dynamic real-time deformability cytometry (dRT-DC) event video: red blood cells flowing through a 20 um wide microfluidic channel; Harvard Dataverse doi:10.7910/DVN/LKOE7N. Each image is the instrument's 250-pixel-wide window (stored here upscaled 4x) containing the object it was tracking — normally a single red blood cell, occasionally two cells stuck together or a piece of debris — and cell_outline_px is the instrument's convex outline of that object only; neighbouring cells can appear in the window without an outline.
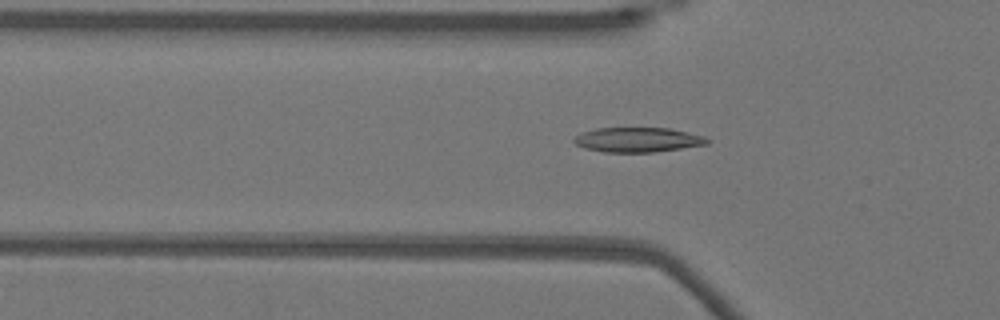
{"species": "Egyptian fruit bat (a non-hibernating species)", "species_latin": "Rousettus aegyptiacus", "temperature_condition": "warm", "stored_images_in_passage": 40, "camera_frame_rate_fps": 3000, "um_per_image_px": 0.085, "animal": {"sex": "female"}, "frame": {"image": 1, "passage_image": 4, "time_ms": 1.0, "image_size_px": [1000, 320], "cell_outline_px": [[712, 140], [708, 144], [652, 152], [604, 152], [584, 148], [576, 144], [572, 140], [580, 132], [596, 128], [668, 128], [688, 132], [704, 136]], "centroid_in_image_um": [54.2, 11.87], "position_along_channel_um": 71.6, "area_um2": 19.19}}
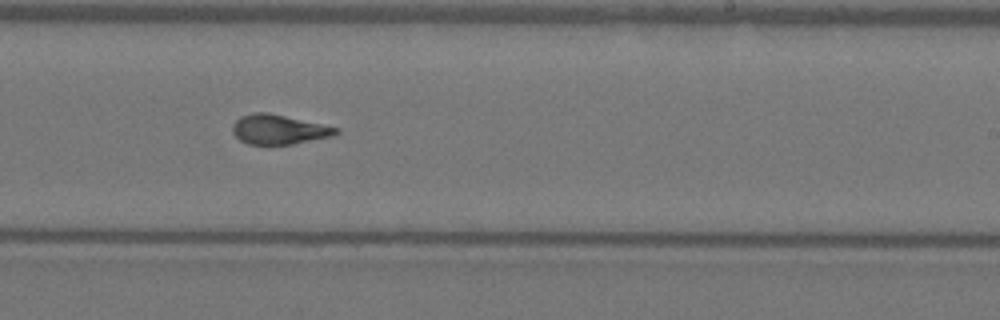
{"frame": {"image": 2, "passage_image": 19, "time_ms": 6.0, "image_size_px": [1000, 320], "cell_outline_px": [[340, 132], [332, 136], [292, 144], [248, 144], [240, 140], [232, 132], [232, 124], [240, 116], [252, 112], [268, 112], [340, 128]], "centroid_in_image_um": [23.68, 10.99], "position_along_channel_um": 265.3, "area_um2": 17.86}}
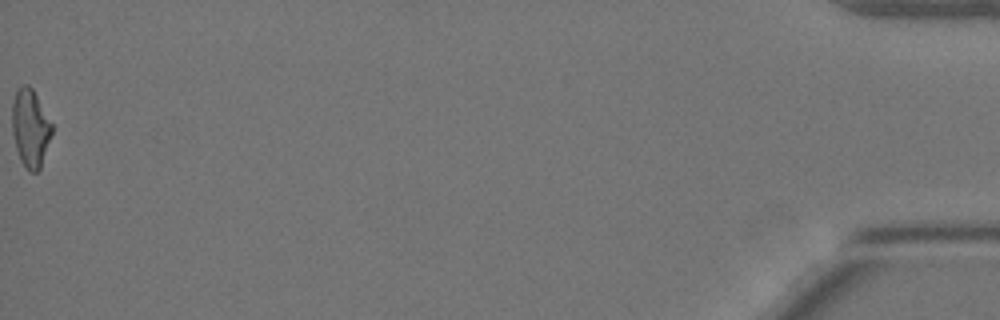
{"frame": {"image": 3, "passage_image": 40, "time_ms": 13.0, "image_size_px": [1000, 320], "cell_outline_px": [[52, 132], [40, 168], [36, 172], [28, 172], [20, 160], [16, 148], [12, 132], [12, 104], [16, 92], [24, 84], [28, 84], [32, 88], [52, 124]], "centroid_in_image_um": [2.56, 10.91], "position_along_channel_um": 432.6, "area_um2": 17.8}, "authors_computed_cell_mechanics": {"area_um2": 18.0336, "velocity_mm_per_s": 3.8629, "shape_relaxation_time_tau1_ms": 7.1607, "shape_relaxation_time_tau2_ms": 1.3425, "deformation_change_tau1": 0.2373, "deformation_change_tau2": 0.0756}}